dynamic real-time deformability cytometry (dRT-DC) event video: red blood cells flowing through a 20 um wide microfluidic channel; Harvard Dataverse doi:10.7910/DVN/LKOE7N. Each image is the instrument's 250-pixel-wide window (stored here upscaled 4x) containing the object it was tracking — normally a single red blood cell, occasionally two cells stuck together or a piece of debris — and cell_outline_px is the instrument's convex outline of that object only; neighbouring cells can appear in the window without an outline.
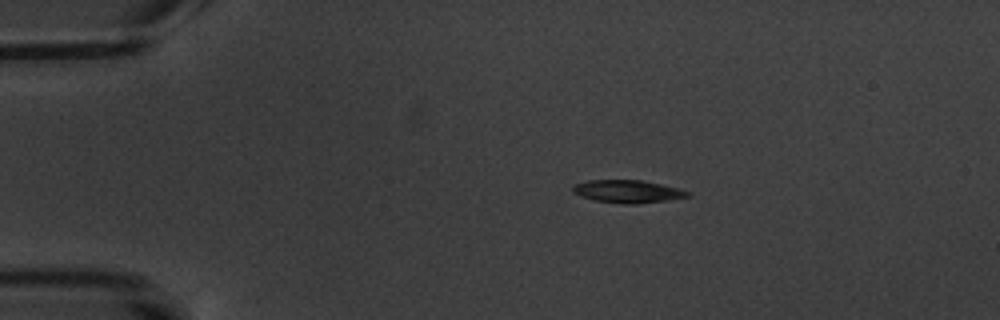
{"species": "common noctule bat (a hibernating species)", "species_latin": "Nyctalus noctula", "temperature_condition": "warm", "stored_images_in_passage": 4, "camera_frame_rate_fps": 3000, "um_per_image_px": 0.085, "animal": {"sex": "male", "body_mass_g": 20.1, "forearm_length_mm": 53.5}, "frame": {"image": 1, "passage_image": 1, "time_ms": 0.0, "image_size_px": [1000, 320], "cell_outline_px": [[692, 196], [668, 200], [636, 204], [624, 204], [592, 200], [580, 196], [572, 192], [572, 184], [588, 180], [640, 180], [660, 184], [692, 192]], "centroid_in_image_um": [53.32, 16.28], "position_along_channel_um": 31.7, "area_um2": 15.37}}